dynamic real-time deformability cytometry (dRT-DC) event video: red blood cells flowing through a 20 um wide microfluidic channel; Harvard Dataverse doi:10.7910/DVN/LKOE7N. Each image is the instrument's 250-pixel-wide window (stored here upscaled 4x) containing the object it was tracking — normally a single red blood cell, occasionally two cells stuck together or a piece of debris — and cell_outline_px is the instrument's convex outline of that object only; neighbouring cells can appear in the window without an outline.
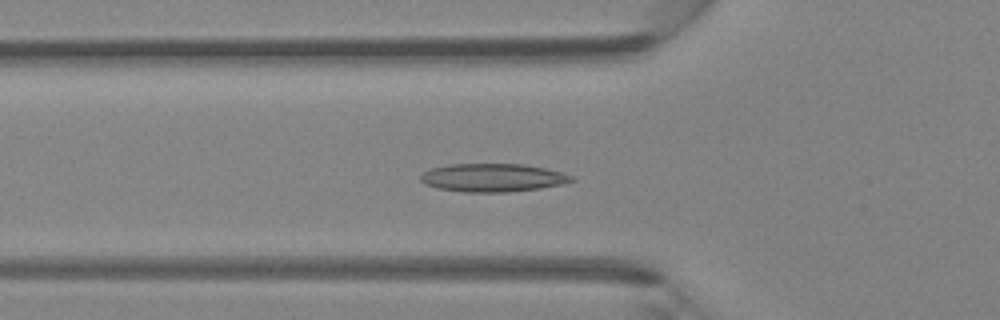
{"species": "Egyptian fruit bat (a non-hibernating species)", "species_latin": "Rousettus aegyptiacus", "temperature_condition": "room temperature", "stored_images_in_passage": 45, "camera_frame_rate_fps": 3000, "um_per_image_px": 0.085, "animal": {"sex": "female"}, "frame": {"image": 1, "passage_image": 16, "time_ms": 5.0, "image_size_px": [1000, 320], "cell_outline_px": [[576, 180], [560, 184], [540, 188], [508, 192], [464, 192], [436, 188], [424, 184], [420, 180], [420, 176], [424, 172], [432, 168], [448, 164], [524, 164], [544, 168], [576, 176]], "centroid_in_image_um": [41.87, 15.1], "position_along_channel_um": 83.9, "area_um2": 24.85}}
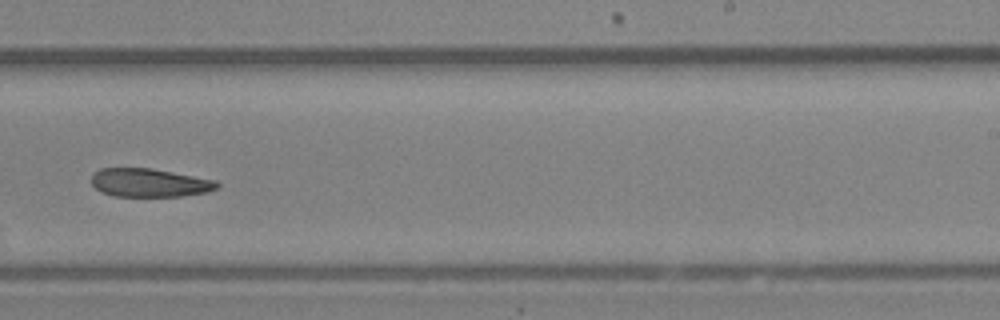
{"frame": {"image": 2, "passage_image": 29, "time_ms": 9.333, "image_size_px": [1000, 320], "cell_outline_px": [[220, 188], [208, 192], [180, 196], [116, 196], [100, 192], [92, 184], [92, 172], [100, 168], [152, 168], [216, 180], [220, 184]], "centroid_in_image_um": [12.72, 15.53], "position_along_channel_um": 276.3, "area_um2": 20.98}}
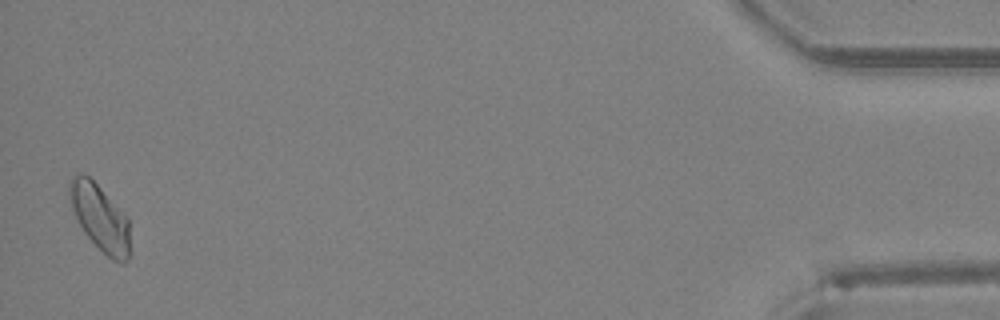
{"frame": {"image": 3, "passage_image": 45, "time_ms": 14.667, "image_size_px": [1000, 320], "cell_outline_px": [[128, 260], [124, 264], [120, 264], [112, 260], [84, 232], [72, 208], [68, 196], [68, 184], [72, 176], [80, 172], [84, 172], [128, 216]], "centroid_in_image_um": [8.48, 18.46], "position_along_channel_um": 426.7, "area_um2": 23.12}}